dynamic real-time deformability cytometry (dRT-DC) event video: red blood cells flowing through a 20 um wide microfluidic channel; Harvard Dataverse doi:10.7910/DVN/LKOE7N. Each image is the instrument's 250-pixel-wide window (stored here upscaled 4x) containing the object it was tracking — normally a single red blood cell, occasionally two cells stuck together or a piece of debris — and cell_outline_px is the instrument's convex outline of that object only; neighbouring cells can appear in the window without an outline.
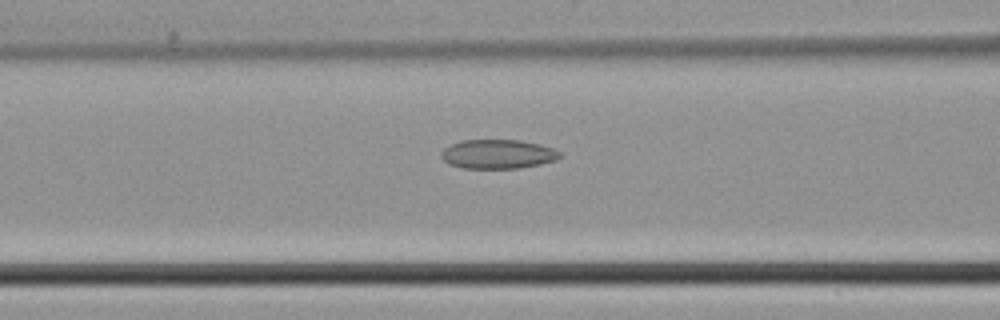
{"species": "common noctule bat (a hibernating species)", "species_latin": "Nyctalus noctula", "temperature_condition": "cold", "stored_images_in_passage": 45, "camera_frame_rate_fps": 3000, "um_per_image_px": 0.085, "animal": {"sex": "male", "body_mass_g": 21.5, "forearm_length_mm": 52.0}, "frame": {"image": 1, "passage_image": 18, "time_ms": 5.667, "image_size_px": [1000, 320], "cell_outline_px": [[560, 156], [556, 160], [540, 164], [520, 168], [464, 168], [448, 164], [440, 156], [440, 152], [444, 148], [460, 140], [520, 140], [540, 144], [552, 148], [560, 152]], "centroid_in_image_um": [42.29, 13.09], "position_along_channel_um": 124.3, "area_um2": 20.17}}
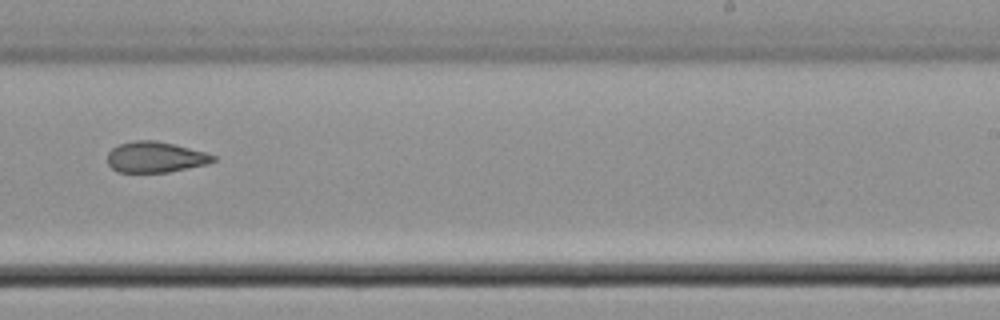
{"frame": {"image": 2, "passage_image": 28, "time_ms": 9.0, "image_size_px": [1000, 320], "cell_outline_px": [[216, 160], [204, 164], [168, 172], [116, 172], [108, 164], [108, 152], [112, 148], [120, 144], [136, 140], [156, 140], [204, 152], [216, 156]], "centroid_in_image_um": [13.16, 13.35], "position_along_channel_um": 275.8, "area_um2": 18.67}}
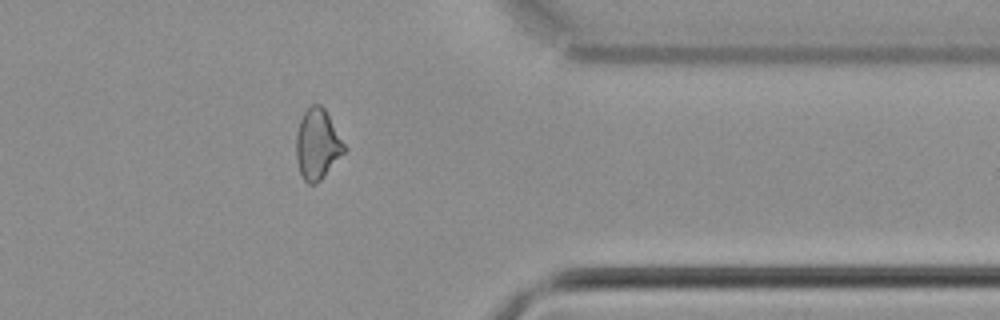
{"frame": {"image": 3, "passage_image": 36, "time_ms": 11.667, "image_size_px": [1000, 320], "cell_outline_px": [[348, 148], [324, 176], [316, 184], [308, 184], [304, 180], [300, 172], [296, 160], [296, 132], [300, 120], [304, 112], [312, 104], [320, 104], [324, 108]], "centroid_in_image_um": [26.98, 12.26], "position_along_channel_um": 384.4, "area_um2": 19.77}}